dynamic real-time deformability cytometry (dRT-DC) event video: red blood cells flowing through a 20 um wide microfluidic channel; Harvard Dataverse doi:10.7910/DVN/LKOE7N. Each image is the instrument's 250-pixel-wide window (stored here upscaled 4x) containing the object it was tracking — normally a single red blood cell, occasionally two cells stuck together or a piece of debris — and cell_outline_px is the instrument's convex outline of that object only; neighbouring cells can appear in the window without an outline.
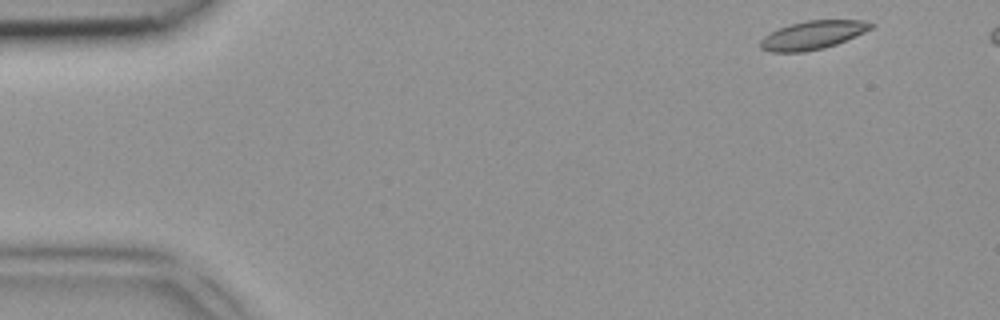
{"species": "common noctule bat (a hibernating species)", "species_latin": "Nyctalus noctula", "temperature_condition": "room temperature", "stored_images_in_passage": 7, "camera_frame_rate_fps": 3000, "um_per_image_px": 0.085, "animal": {"sex": "female", "body_mass_g": 18.4}, "frame": {"image": 1, "passage_image": 1, "time_ms": 0.0, "image_size_px": [1000, 320], "cell_outline_px": [[876, 24], [872, 28], [856, 36], [836, 44], [824, 48], [804, 52], [772, 52], [760, 48], [760, 40], [764, 36], [780, 28], [792, 24], [808, 20], [864, 20]], "centroid_in_image_um": [69.11, 2.98], "position_along_channel_um": 15.9, "area_um2": 18.21}}